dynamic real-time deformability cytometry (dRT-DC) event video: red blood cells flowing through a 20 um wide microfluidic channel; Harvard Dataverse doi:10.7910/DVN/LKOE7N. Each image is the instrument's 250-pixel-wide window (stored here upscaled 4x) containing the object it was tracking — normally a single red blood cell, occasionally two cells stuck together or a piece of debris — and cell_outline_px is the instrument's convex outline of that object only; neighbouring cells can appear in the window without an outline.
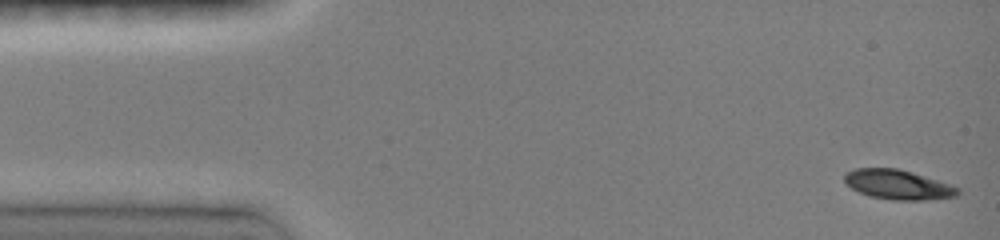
{"species": "common noctule bat (a hibernating species)", "species_latin": "Nyctalus noctula", "temperature_condition": "room temperature", "stored_images_in_passage": 47, "camera_frame_rate_fps": 3000, "um_per_image_px": 0.085, "animal": {"sex": "female", "body_mass_g": 19.0, "forearm_length_mm": 51.5}, "frame": {"image": 1, "passage_image": 1, "time_ms": 0.0, "image_size_px": [1000, 240], "cell_outline_px": [[960, 192], [956, 196], [920, 200], [892, 200], [868, 196], [852, 188], [844, 180], [844, 172], [856, 168], [896, 168], [912, 172], [960, 188]], "centroid_in_image_um": [76.29, 15.69], "position_along_channel_um": 8.7, "area_um2": 19.36}}
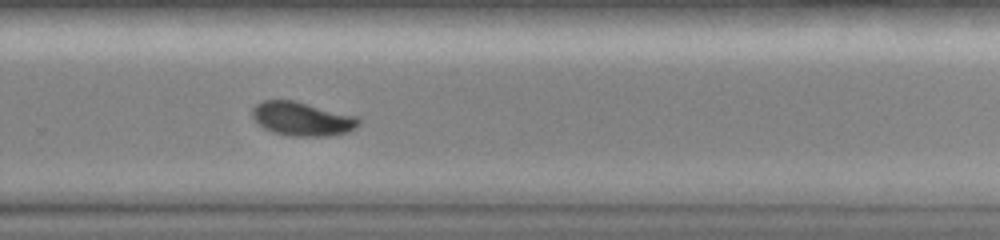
{"frame": {"image": 2, "passage_image": 32, "time_ms": 10.0, "image_size_px": [1000, 240], "cell_outline_px": [[360, 124], [356, 128], [348, 132], [328, 136], [288, 136], [272, 132], [264, 128], [252, 116], [252, 108], [256, 104], [264, 100], [296, 100], [360, 116]], "centroid_in_image_um": [25.74, 10.09], "position_along_channel_um": 304.1, "area_um2": 21.39}}
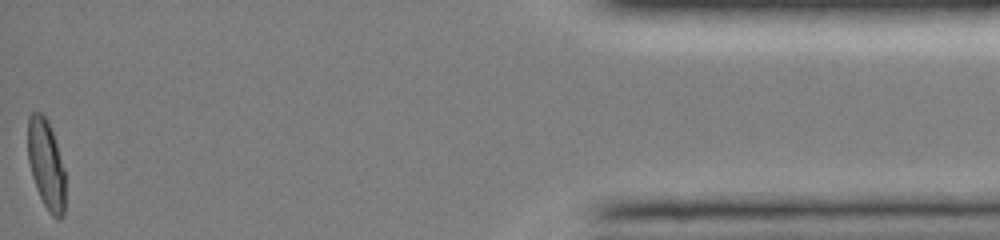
{"frame": {"image": 3, "passage_image": 47, "time_ms": 15.0, "image_size_px": [1000, 240], "cell_outline_px": [[64, 216], [60, 220], [56, 220], [48, 212], [36, 188], [32, 176], [28, 160], [28, 116], [32, 112], [40, 112], [48, 120], [64, 168]], "centroid_in_image_um": [3.92, 14.0], "position_along_channel_um": 431.3, "area_um2": 19.48}, "authors_computed_cell_mechanics": {"area_um2": 20.9236, "velocity_mm_per_s": 4.1084, "shape_relaxation_time_tau1_ms": 4.1317, "shape_relaxation_time_tau2_ms": null, "deformation_change_tau1": 0.1532, "deformation_change_tau2": null}}